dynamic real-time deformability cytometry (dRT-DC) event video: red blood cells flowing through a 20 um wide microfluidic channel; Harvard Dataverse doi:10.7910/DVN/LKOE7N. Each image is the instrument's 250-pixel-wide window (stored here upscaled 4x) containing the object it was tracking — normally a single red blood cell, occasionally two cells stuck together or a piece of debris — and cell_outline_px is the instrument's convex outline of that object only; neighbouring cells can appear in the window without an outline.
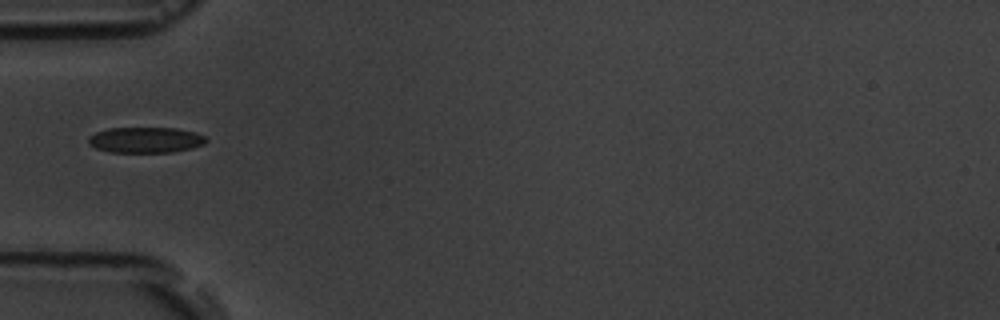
{"species": "common noctule bat (a hibernating species)", "species_latin": "Nyctalus noctula", "temperature_condition": "room temperature", "stored_images_in_passage": 4, "camera_frame_rate_fps": 3000, "um_per_image_px": 0.085, "animal": {"sex": "male", "body_mass_g": 19.5, "forearm_length_mm": 54.6}, "frame": {"image": 1, "passage_image": 1, "time_ms": 0.0, "image_size_px": [1000, 320], "cell_outline_px": [[208, 140], [204, 144], [192, 148], [172, 152], [112, 152], [96, 148], [88, 144], [88, 136], [96, 132], [108, 128], [176, 128], [196, 132], [204, 136]], "centroid_in_image_um": [12.38, 11.89], "position_along_channel_um": 72.6, "area_um2": 17.69}}
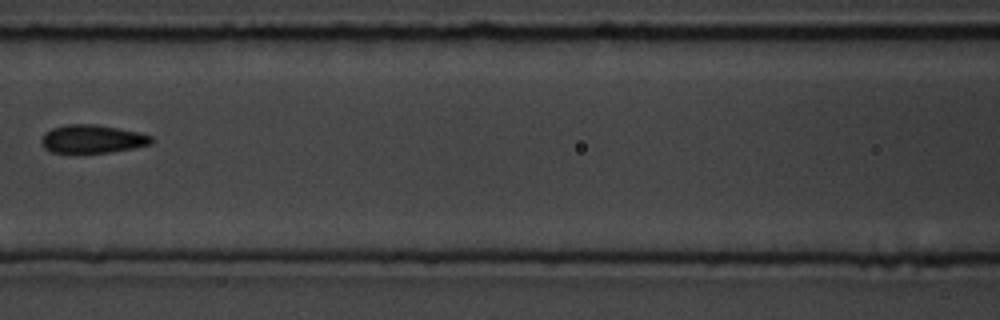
{"frame": {"image": 2, "passage_image": 3, "time_ms": 2.333, "image_size_px": [1000, 320], "cell_outline_px": [[152, 144], [112, 152], [52, 152], [44, 148], [40, 144], [40, 140], [44, 132], [52, 128], [68, 124], [92, 124], [116, 128], [136, 132], [152, 136]], "centroid_in_image_um": [7.8, 11.81], "position_along_channel_um": 158.8, "area_um2": 17.92}}
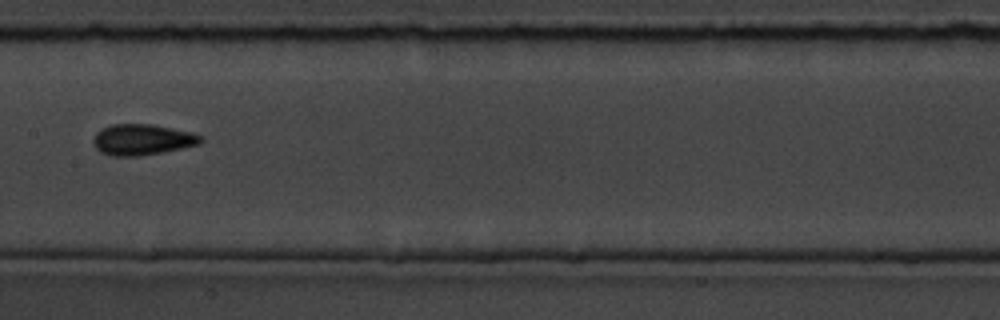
{"frame": {"image": 3, "passage_image": 4, "time_ms": 3.333, "image_size_px": [1000, 320], "cell_outline_px": [[204, 140], [200, 144], [140, 156], [108, 156], [100, 152], [92, 144], [92, 140], [96, 132], [100, 128], [112, 124], [152, 124], [192, 132], [204, 136]], "centroid_in_image_um": [12.06, 11.86], "position_along_channel_um": 195.3, "area_um2": 19.59}}